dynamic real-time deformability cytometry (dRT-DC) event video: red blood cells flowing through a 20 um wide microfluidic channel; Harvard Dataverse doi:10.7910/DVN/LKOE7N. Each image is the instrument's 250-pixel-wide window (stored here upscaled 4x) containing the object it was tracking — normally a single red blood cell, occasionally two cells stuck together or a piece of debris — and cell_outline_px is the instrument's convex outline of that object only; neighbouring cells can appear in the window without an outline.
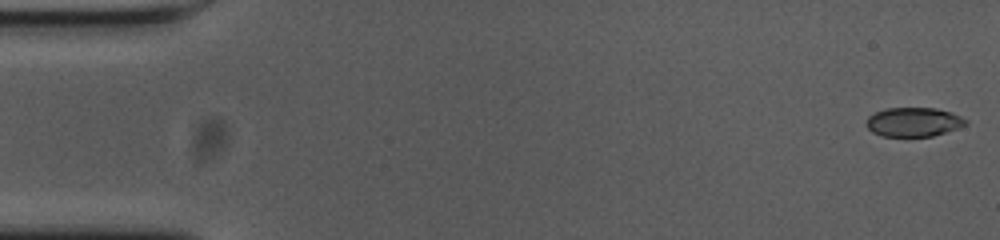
{"species": "common noctule bat (a hibernating species)", "species_latin": "Nyctalus noctula", "temperature_condition": "cold", "stored_images_in_passage": 55, "camera_frame_rate_fps": 3000, "um_per_image_px": 0.085, "animal": {"sex": "female", "body_mass_g": 23.0, "forearm_length_mm": 53.4}, "frame": {"image": 1, "passage_image": 1, "time_ms": 0.0, "image_size_px": [1000, 240], "cell_outline_px": [[968, 124], [932, 136], [880, 136], [872, 132], [864, 124], [868, 116], [884, 108], [936, 108], [960, 116], [968, 120]], "centroid_in_image_um": [77.6, 10.37], "position_along_channel_um": 7.4, "area_um2": 16.82}}
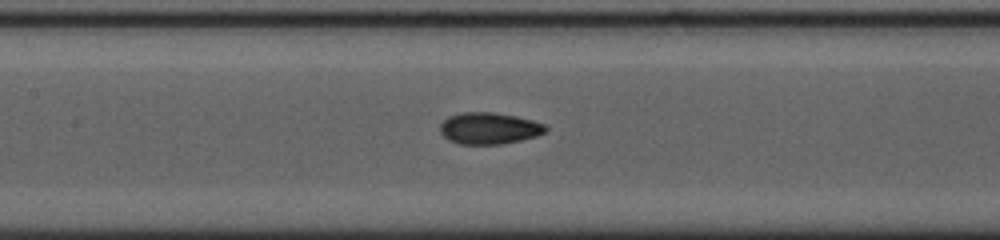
{"frame": {"image": 2, "passage_image": 25, "time_ms": 8.0, "image_size_px": [1000, 240], "cell_outline_px": [[548, 128], [544, 132], [536, 136], [520, 140], [500, 144], [460, 144], [448, 140], [440, 132], [440, 124], [448, 116], [464, 112], [492, 112], [516, 116], [532, 120], [544, 124]], "centroid_in_image_um": [41.55, 10.9], "position_along_channel_um": 165.8, "area_um2": 19.36}}
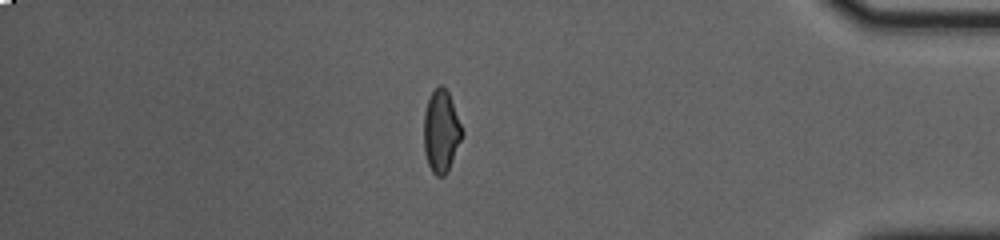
{"frame": {"image": 3, "passage_image": 47, "time_ms": 15.333, "image_size_px": [1000, 240], "cell_outline_px": [[464, 132], [452, 160], [444, 176], [436, 176], [432, 172], [428, 164], [424, 152], [424, 112], [428, 100], [432, 92], [440, 84], [448, 92]], "centroid_in_image_um": [37.48, 11.16], "position_along_channel_um": 397.7, "area_um2": 18.03}}